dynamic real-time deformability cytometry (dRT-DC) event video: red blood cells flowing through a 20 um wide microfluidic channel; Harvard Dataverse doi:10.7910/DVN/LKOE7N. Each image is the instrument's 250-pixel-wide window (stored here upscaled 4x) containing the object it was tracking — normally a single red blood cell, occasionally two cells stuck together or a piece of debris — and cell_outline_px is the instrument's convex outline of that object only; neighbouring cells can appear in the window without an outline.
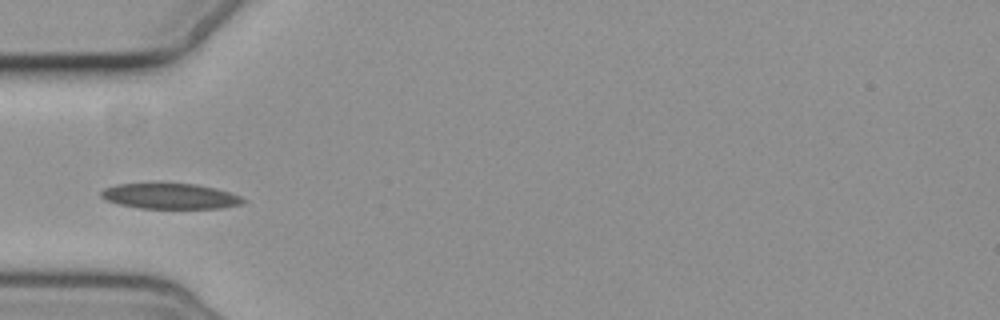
{"species": "common noctule bat (a hibernating species)", "species_latin": "Nyctalus noctula", "temperature_condition": "cold", "stored_images_in_passage": 1, "camera_frame_rate_fps": 3000, "um_per_image_px": 0.085, "animal": {"sex": "female", "body_mass_g": 19.3, "forearm_length_mm": 54.1}, "frame": {"image": 1, "passage_image": 1, "time_ms": 0.0, "image_size_px": [1000, 320], "cell_outline_px": [[248, 200], [244, 204], [220, 208], [140, 208], [120, 204], [104, 200], [100, 196], [100, 192], [104, 188], [116, 184], [196, 184], [216, 188], [240, 196]], "centroid_in_image_um": [14.48, 16.68], "position_along_channel_um": 70.5, "area_um2": 21.04}}